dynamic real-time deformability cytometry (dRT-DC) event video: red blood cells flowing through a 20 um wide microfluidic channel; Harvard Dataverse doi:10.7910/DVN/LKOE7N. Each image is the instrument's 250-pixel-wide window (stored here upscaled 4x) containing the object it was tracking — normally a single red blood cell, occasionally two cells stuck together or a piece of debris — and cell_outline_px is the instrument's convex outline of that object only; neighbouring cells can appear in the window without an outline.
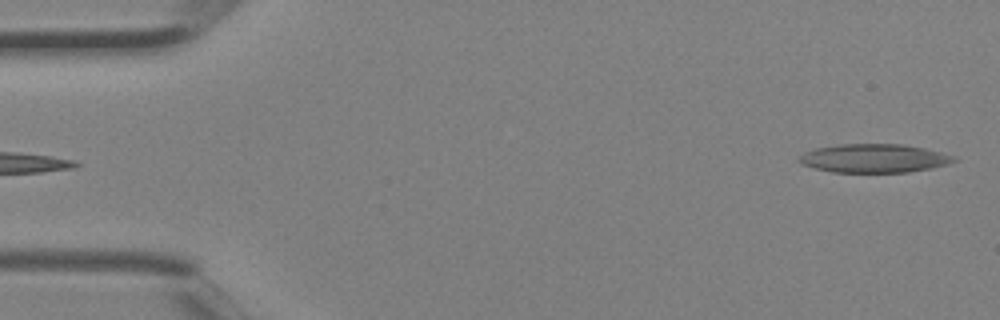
{"species": "Egyptian fruit bat (a non-hibernating species)", "species_latin": "Rousettus aegyptiacus", "temperature_condition": "room temperature", "stored_images_in_passage": 3, "camera_frame_rate_fps": 3000, "um_per_image_px": 0.085, "animal": {"sex": "female"}, "frame": {"image": 1, "passage_image": 3, "time_ms": 0.667, "image_size_px": [1000, 320], "cell_outline_px": [[956, 160], [948, 164], [932, 168], [908, 172], [832, 172], [800, 164], [796, 160], [804, 152], [816, 148], [840, 144], [904, 144], [924, 148], [956, 156]], "centroid_in_image_um": [74.29, 13.45], "position_along_channel_um": 10.7, "area_um2": 25.84}}